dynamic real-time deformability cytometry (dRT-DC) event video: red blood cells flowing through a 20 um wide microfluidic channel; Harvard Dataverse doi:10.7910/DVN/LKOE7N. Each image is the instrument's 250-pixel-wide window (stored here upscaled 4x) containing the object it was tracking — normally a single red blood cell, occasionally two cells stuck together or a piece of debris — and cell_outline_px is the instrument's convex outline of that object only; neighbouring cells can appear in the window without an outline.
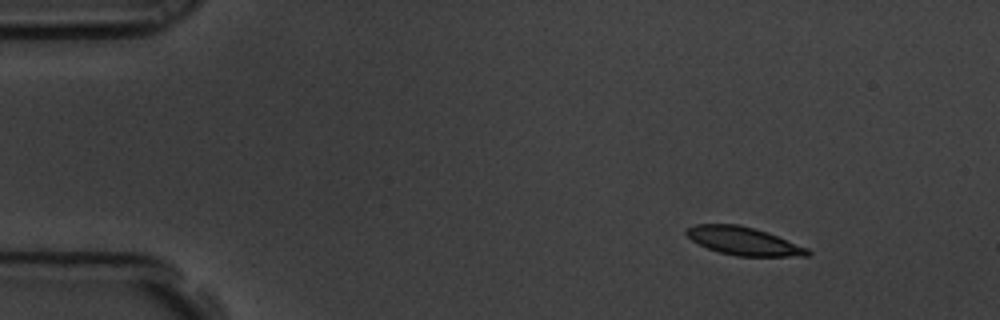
{"species": "common noctule bat (a hibernating species)", "species_latin": "Nyctalus noctula", "temperature_condition": "room temperature", "stored_images_in_passage": 4, "camera_frame_rate_fps": 3000, "um_per_image_px": 0.085, "animal": {"sex": "male", "body_mass_g": 19.5, "forearm_length_mm": 54.6}, "frame": {"image": 1, "passage_image": 1, "time_ms": 0.0, "image_size_px": [1000, 320], "cell_outline_px": [[812, 252], [808, 256], [736, 256], [720, 252], [708, 248], [692, 240], [684, 232], [688, 228], [696, 224], [736, 224], [768, 232], [808, 248]], "centroid_in_image_um": [63.23, 20.49], "position_along_channel_um": 21.8, "area_um2": 19.65}}
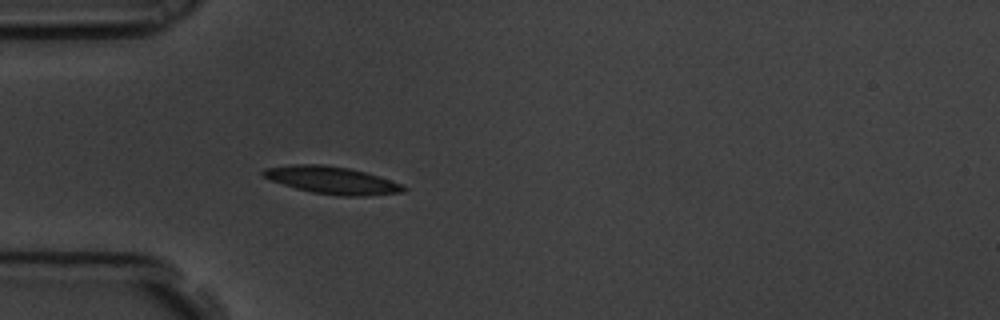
{"frame": {"image": 2, "passage_image": 4, "time_ms": 1.0, "image_size_px": [1000, 320], "cell_outline_px": [[408, 188], [404, 192], [364, 196], [344, 196], [312, 192], [296, 188], [272, 180], [264, 176], [260, 172], [264, 168], [288, 164], [324, 164], [348, 168], [364, 172], [404, 184]], "centroid_in_image_um": [28.23, 15.31], "position_along_channel_um": 56.8, "area_um2": 22.31}}